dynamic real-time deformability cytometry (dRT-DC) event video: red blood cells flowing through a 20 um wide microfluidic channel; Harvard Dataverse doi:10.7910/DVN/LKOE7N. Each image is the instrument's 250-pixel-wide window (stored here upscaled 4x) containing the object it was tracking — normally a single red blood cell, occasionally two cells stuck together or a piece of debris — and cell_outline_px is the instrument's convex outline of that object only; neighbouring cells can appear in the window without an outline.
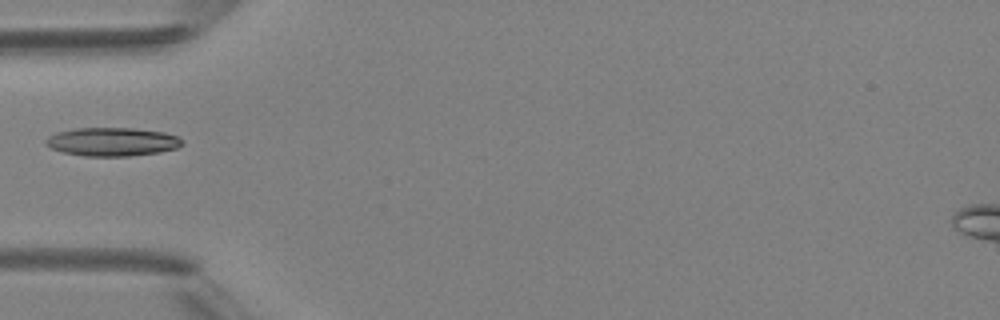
{"species": "Egyptian fruit bat (a non-hibernating species)", "species_latin": "Rousettus aegyptiacus", "temperature_condition": "room temperature", "stored_images_in_passage": 1, "camera_frame_rate_fps": 3000, "um_per_image_px": 0.085, "animal": {"sex": "female"}, "frame": {"image": 1, "passage_image": 1, "time_ms": 0.0, "image_size_px": [1000, 320], "cell_outline_px": [[184, 144], [176, 148], [160, 152], [128, 156], [84, 156], [64, 152], [52, 148], [44, 144], [44, 140], [48, 136], [56, 132], [76, 128], [132, 128], [164, 132], [176, 136], [184, 140]], "centroid_in_image_um": [9.53, 12.05], "position_along_channel_um": 75.5, "area_um2": 22.72}}